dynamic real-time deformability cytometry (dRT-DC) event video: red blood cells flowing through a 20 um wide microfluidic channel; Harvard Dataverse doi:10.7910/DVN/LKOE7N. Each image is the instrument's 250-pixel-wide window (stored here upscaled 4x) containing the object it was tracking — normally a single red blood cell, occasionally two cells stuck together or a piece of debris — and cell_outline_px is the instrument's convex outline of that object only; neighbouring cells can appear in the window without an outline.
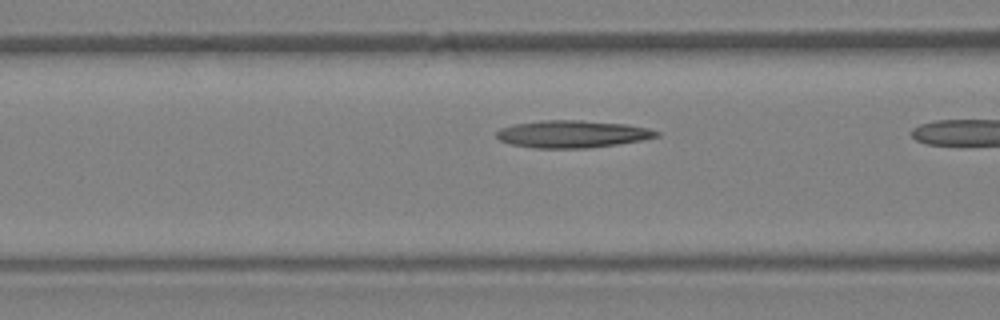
{"species": "Egyptian fruit bat (a non-hibernating species)", "species_latin": "Rousettus aegyptiacus", "temperature_condition": "warm", "stored_images_in_passage": 8, "camera_frame_rate_fps": 3000, "um_per_image_px": 0.085, "animal": {"sex": "female"}, "frame": {"image": 1, "passage_image": 7, "time_ms": 2.0, "image_size_px": [1000, 320], "cell_outline_px": [[660, 136], [644, 140], [588, 148], [536, 148], [512, 144], [500, 140], [496, 136], [496, 132], [500, 128], [516, 124], [540, 120], [580, 120], [624, 124], [648, 128], [660, 132]], "centroid_in_image_um": [48.67, 11.39], "position_along_channel_um": 117.9, "area_um2": 25.37}}